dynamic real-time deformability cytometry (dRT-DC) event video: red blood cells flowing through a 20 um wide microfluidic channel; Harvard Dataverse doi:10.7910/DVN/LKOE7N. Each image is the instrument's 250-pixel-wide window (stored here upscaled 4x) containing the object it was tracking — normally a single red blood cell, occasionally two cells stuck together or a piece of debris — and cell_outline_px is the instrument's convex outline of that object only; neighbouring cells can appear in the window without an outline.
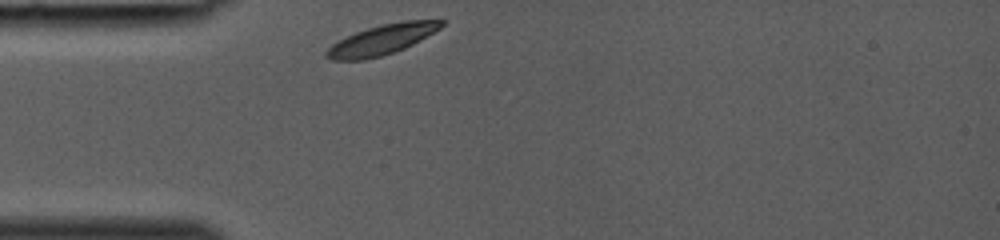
{"species": "common noctule bat (a hibernating species)", "species_latin": "Nyctalus noctula", "temperature_condition": "room temperature", "stored_images_in_passage": 24, "camera_frame_rate_fps": 3000, "um_per_image_px": 0.085, "animal": {"sex": "female", "body_mass_g": 19.0, "forearm_length_mm": 53.3}, "frame": {"image": 1, "passage_image": 1, "time_ms": 0.0, "image_size_px": [1000, 240], "cell_outline_px": [[448, 20], [440, 28], [412, 44], [404, 48], [380, 56], [364, 60], [332, 60], [324, 56], [324, 52], [332, 44], [356, 32], [380, 24], [404, 20]], "centroid_in_image_um": [32.44, 3.36], "position_along_channel_um": 52.6, "area_um2": 19.88}}
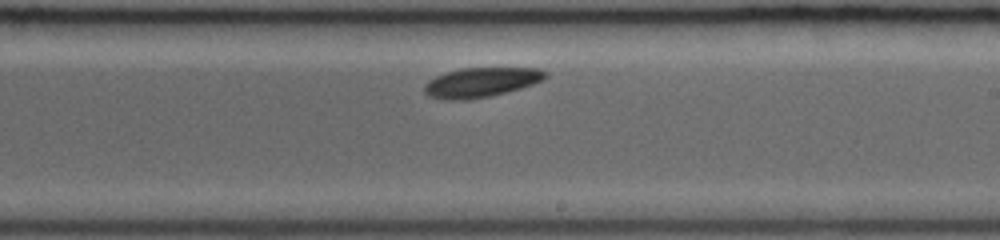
{"frame": {"image": 2, "passage_image": 14, "time_ms": 4.333, "image_size_px": [1000, 240], "cell_outline_px": [[548, 76], [532, 84], [520, 88], [488, 96], [468, 100], [444, 100], [428, 96], [424, 92], [424, 84], [428, 80], [444, 72], [460, 68], [540, 68], [548, 72]], "centroid_in_image_um": [40.84, 6.99], "position_along_channel_um": 248.2, "area_um2": 20.92}}
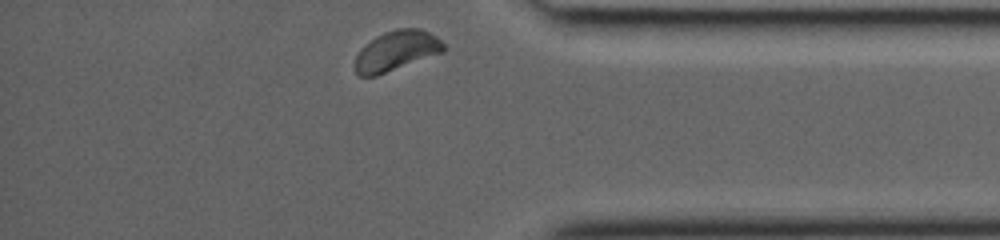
{"frame": {"image": 3, "passage_image": 24, "time_ms": 7.667, "image_size_px": [1000, 240], "cell_outline_px": [[444, 52], [376, 76], [360, 76], [356, 72], [356, 56], [360, 48], [376, 36], [384, 32], [396, 28], [420, 28], [436, 36], [444, 44]], "centroid_in_image_um": [33.7, 4.31], "position_along_channel_um": 401.5, "area_um2": 20.58}}